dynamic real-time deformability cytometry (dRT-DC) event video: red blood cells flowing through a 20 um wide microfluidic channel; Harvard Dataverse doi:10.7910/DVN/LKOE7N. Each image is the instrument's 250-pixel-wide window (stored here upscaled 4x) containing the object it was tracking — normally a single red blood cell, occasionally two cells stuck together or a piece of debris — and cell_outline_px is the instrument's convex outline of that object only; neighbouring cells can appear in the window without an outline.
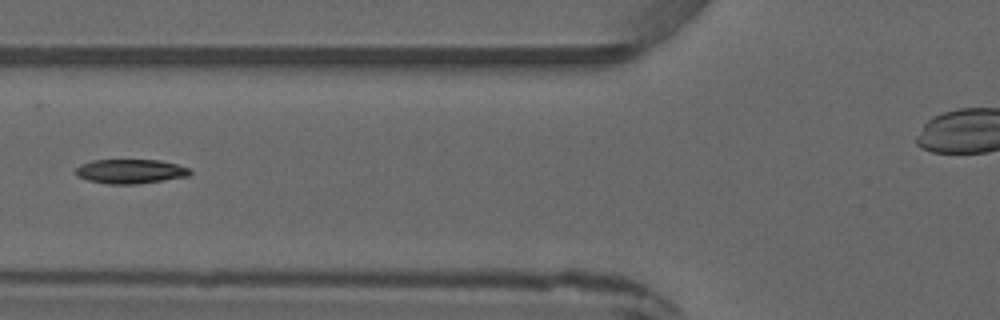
{"species": "common noctule bat (a hibernating species)", "species_latin": "Nyctalus noctula", "temperature_condition": "warm", "stored_images_in_passage": 4, "camera_frame_rate_fps": 3000, "um_per_image_px": 0.085, "animal": {"sex": "male", "forearm_length_mm": 52.5}, "frame": {"image": 1, "passage_image": 4, "time_ms": 5.0, "image_size_px": [1000, 320], "cell_outline_px": [[192, 172], [188, 176], [164, 180], [136, 184], [108, 184], [88, 180], [76, 176], [76, 168], [80, 164], [92, 160], [160, 160], [176, 164], [188, 168]], "centroid_in_image_um": [11.06, 14.56], "position_along_channel_um": 114.7, "area_um2": 16.18}}